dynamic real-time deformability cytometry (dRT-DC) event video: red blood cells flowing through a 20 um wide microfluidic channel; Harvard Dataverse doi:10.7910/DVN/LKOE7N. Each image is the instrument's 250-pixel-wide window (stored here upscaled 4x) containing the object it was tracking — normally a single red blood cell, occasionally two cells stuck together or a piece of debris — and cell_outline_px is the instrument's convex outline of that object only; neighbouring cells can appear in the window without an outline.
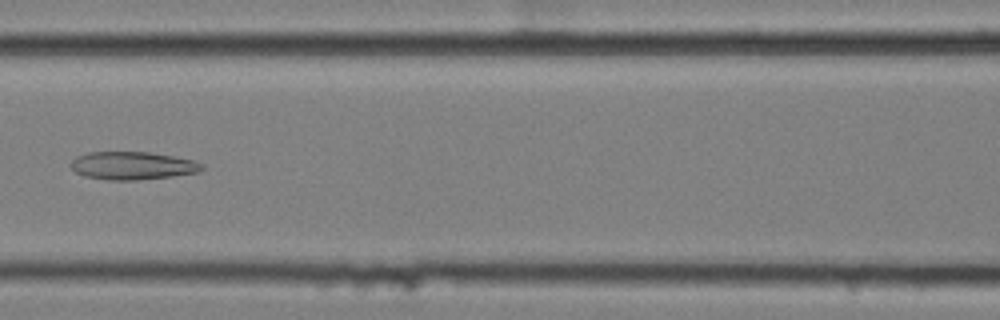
{"species": "common noctule bat (a hibernating species)", "species_latin": "Nyctalus noctula", "temperature_condition": "cold", "stored_images_in_passage": 9, "camera_frame_rate_fps": 3000, "um_per_image_px": 0.085, "animal": {"sex": "female", "body_mass_g": 25.1}, "frame": {"image": 1, "passage_image": 7, "time_ms": 2.0, "image_size_px": [1000, 320], "cell_outline_px": [[204, 168], [200, 172], [172, 176], [136, 180], [108, 180], [84, 176], [76, 172], [68, 164], [76, 156], [88, 152], [148, 152], [196, 160], [204, 164]], "centroid_in_image_um": [11.27, 14.08], "position_along_channel_um": 155.3, "area_um2": 21.5}}
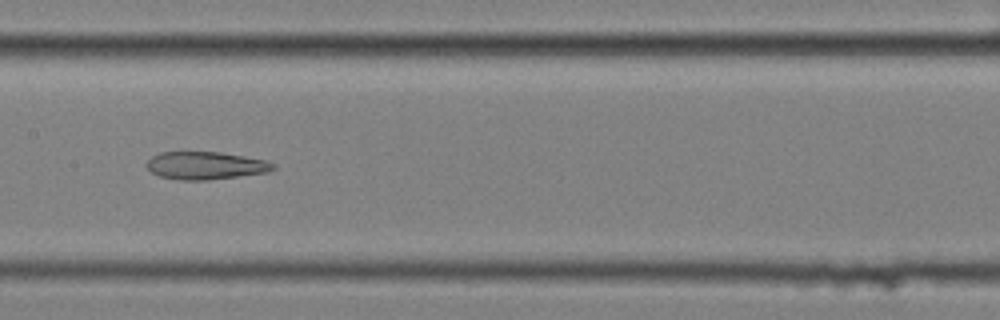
{"frame": {"image": 2, "passage_image": 8, "time_ms": 2.333, "image_size_px": [1000, 320], "cell_outline_px": [[276, 168], [268, 172], [208, 180], [180, 180], [160, 176], [152, 172], [144, 164], [152, 156], [160, 152], [220, 152], [268, 160], [276, 164]], "centroid_in_image_um": [17.49, 14.07], "position_along_channel_um": 189.9, "area_um2": 20.52}}
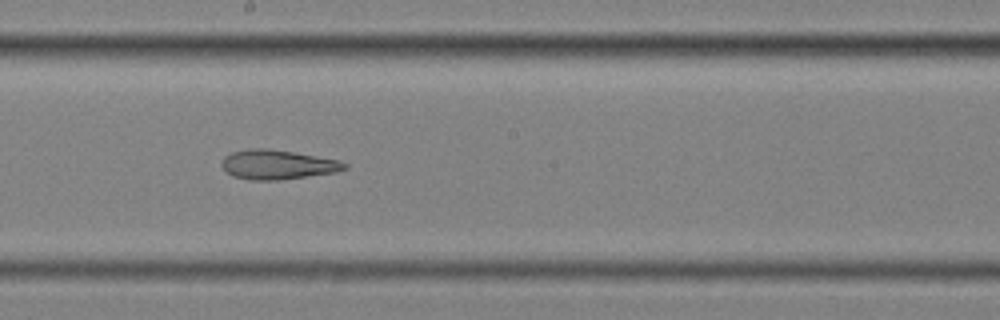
{"frame": {"image": 3, "passage_image": 9, "time_ms": 2.667, "image_size_px": [1000, 320], "cell_outline_px": [[348, 168], [336, 172], [280, 180], [248, 180], [232, 176], [220, 164], [224, 156], [232, 152], [248, 148], [268, 148], [340, 160], [348, 164]], "centroid_in_image_um": [23.58, 13.99], "position_along_channel_um": 224.6, "area_um2": 21.15}}